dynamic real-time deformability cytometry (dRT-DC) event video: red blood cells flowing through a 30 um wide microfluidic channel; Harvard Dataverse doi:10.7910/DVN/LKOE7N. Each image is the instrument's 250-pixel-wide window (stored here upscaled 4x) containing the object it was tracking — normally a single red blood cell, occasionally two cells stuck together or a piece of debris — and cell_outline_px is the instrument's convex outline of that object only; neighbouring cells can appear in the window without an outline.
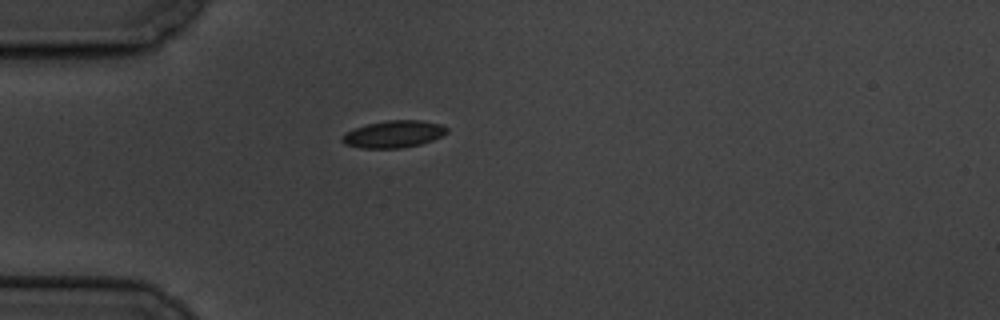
{"species": "common noctule bat (a hibernating species)", "species_latin": "Nyctalus noctula", "temperature_condition": "cold", "stored_images_in_passage": 1, "camera_frame_rate_fps": 3000, "um_per_image_px": 0.085, "animal": {"sex": "male", "body_mass_g": 19.5, "forearm_length_mm": 54.6}, "frame": {"image": 1, "passage_image": 1, "time_ms": 0.0, "image_size_px": [1000, 320], "cell_outline_px": [[448, 132], [432, 140], [420, 144], [400, 148], [360, 148], [344, 144], [340, 140], [340, 136], [344, 132], [368, 124], [388, 120], [420, 120], [440, 124], [448, 128]], "centroid_in_image_um": [33.41, 11.4], "position_along_channel_um": 51.6, "area_um2": 16.53}}